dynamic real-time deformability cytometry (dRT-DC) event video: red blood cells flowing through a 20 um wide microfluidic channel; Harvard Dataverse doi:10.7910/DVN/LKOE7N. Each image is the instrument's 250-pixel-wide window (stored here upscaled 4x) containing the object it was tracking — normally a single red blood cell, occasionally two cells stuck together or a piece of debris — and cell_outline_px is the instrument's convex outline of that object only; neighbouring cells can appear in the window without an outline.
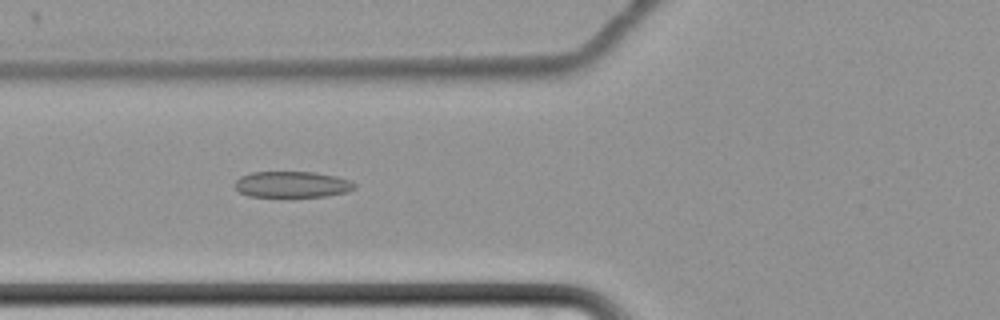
{"species": "common noctule bat (a hibernating species)", "species_latin": "Nyctalus noctula", "temperature_condition": "cold", "stored_images_in_passage": 64, "camera_frame_rate_fps": 3000, "um_per_image_px": 0.085, "animal": {"sex": "female", "body_mass_g": 22.7, "forearm_length_mm": 54.2}, "frame": {"image": 1, "passage_image": 28, "time_ms": 9.0, "image_size_px": [1000, 320], "cell_outline_px": [[356, 188], [348, 192], [324, 196], [248, 196], [240, 192], [236, 188], [236, 180], [240, 176], [252, 172], [316, 172], [336, 176], [348, 180], [356, 184]], "centroid_in_image_um": [24.85, 15.67], "position_along_channel_um": 100.9, "area_um2": 18.09}}
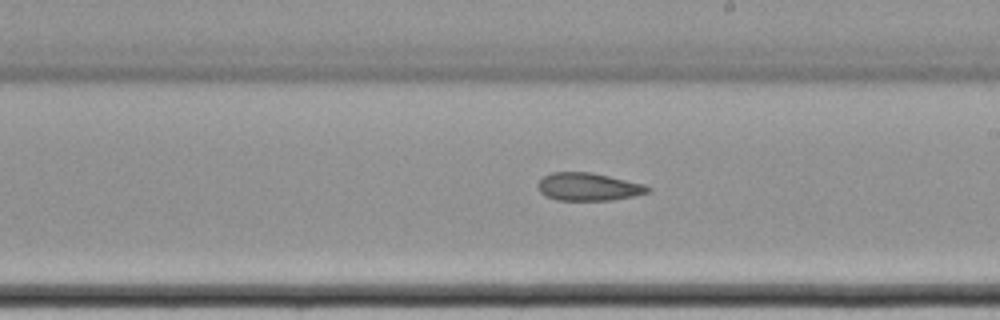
{"frame": {"image": 2, "passage_image": 40, "time_ms": 13.0, "image_size_px": [1000, 320], "cell_outline_px": [[652, 188], [648, 192], [636, 196], [612, 200], [556, 200], [544, 196], [540, 192], [536, 184], [544, 176], [552, 172], [592, 172], [644, 184]], "centroid_in_image_um": [50.0, 15.88], "position_along_channel_um": 239.0, "area_um2": 17.98}}
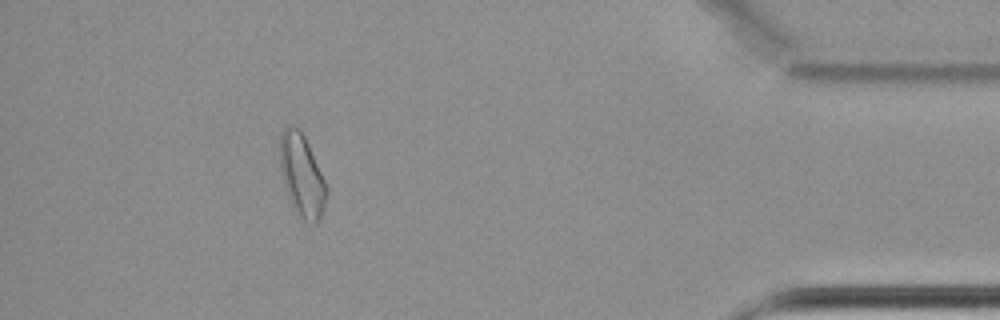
{"frame": {"image": 3, "passage_image": 59, "time_ms": 19.333, "image_size_px": [1000, 320], "cell_outline_px": [[328, 192], [324, 208], [320, 220], [316, 224], [312, 224], [296, 216], [292, 208], [280, 172], [280, 132], [288, 124], [300, 128], [308, 144], [328, 188]], "centroid_in_image_um": [25.65, 14.95], "position_along_channel_um": 409.5, "area_um2": 22.72}, "authors_computed_cell_mechanics": {"area_um2": 20.6346, "velocity_mm_per_s": 3.45, "shape_relaxation_time_tau1_ms": null, "shape_relaxation_time_tau2_ms": 6.8811, "deformation_change_tau1": null, "deformation_change_tau2": 0.1378}}